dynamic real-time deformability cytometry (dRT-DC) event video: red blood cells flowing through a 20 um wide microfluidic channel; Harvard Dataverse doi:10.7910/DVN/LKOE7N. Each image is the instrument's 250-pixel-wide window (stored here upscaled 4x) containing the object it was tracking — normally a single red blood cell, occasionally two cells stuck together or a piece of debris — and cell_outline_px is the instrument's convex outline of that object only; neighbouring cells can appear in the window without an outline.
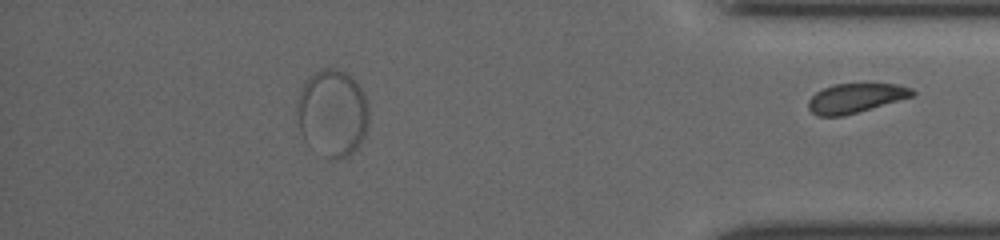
{"species": "common noctule bat (a hibernating species)", "species_latin": "Nyctalus noctula", "temperature_condition": "cold", "stored_images_in_passage": 41, "segment_of_instrument_passage": [2, 2], "camera_frame_rate_fps": 3000, "um_per_image_px": 0.085, "animal": {"sex": "female", "body_mass_g": 19.5, "forearm_length_mm": 54.1}, "frame": {"image": 1, "passage_image": 41, "time_ms": 13.667, "image_size_px": [1000, 240], "cell_outline_px": [[916, 96], [844, 116], [816, 116], [808, 108], [808, 100], [816, 92], [824, 88], [836, 84], [864, 80], [900, 84], [912, 88], [916, 92]], "centroid_in_image_um": [72.81, 8.28], "position_along_channel_um": 362.4, "area_um2": 18.9}}